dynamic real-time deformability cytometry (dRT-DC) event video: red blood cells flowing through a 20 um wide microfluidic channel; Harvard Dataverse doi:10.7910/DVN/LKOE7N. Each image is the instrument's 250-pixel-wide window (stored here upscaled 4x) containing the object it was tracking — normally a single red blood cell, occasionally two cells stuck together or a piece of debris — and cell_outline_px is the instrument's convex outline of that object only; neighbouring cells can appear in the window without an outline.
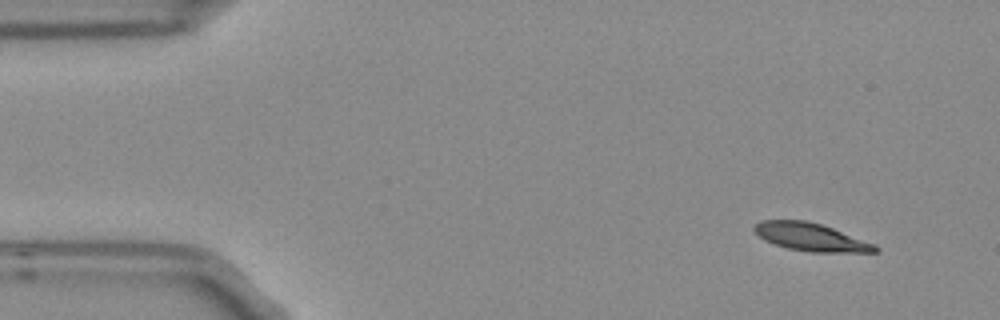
{"species": "Egyptian fruit bat (a non-hibernating species)", "species_latin": "Rousettus aegyptiacus", "temperature_condition": "room temperature", "stored_images_in_passage": 5, "segment_of_instrument_passage": [1, 2], "camera_frame_rate_fps": 3000, "um_per_image_px": 0.085, "frame": {"image": 1, "passage_image": 1, "time_ms": 0.0, "image_size_px": [1000, 320], "cell_outline_px": [[880, 248], [876, 252], [812, 252], [788, 248], [764, 240], [752, 228], [760, 220], [804, 220], [820, 224], [832, 228], [876, 244]], "centroid_in_image_um": [68.94, 20.15], "position_along_channel_um": 16.1, "area_um2": 19.42}}
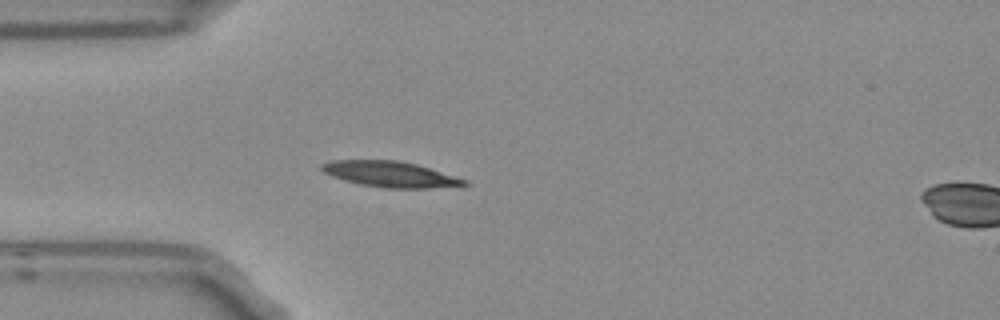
{"frame": {"image": 2, "passage_image": 4, "time_ms": 1.0, "image_size_px": [1000, 320], "cell_outline_px": [[468, 184], [428, 188], [380, 188], [360, 184], [344, 180], [332, 176], [324, 172], [320, 168], [320, 164], [332, 160], [400, 160], [416, 164], [468, 180]], "centroid_in_image_um": [33.12, 14.8], "position_along_channel_um": 51.9, "area_um2": 21.27}}